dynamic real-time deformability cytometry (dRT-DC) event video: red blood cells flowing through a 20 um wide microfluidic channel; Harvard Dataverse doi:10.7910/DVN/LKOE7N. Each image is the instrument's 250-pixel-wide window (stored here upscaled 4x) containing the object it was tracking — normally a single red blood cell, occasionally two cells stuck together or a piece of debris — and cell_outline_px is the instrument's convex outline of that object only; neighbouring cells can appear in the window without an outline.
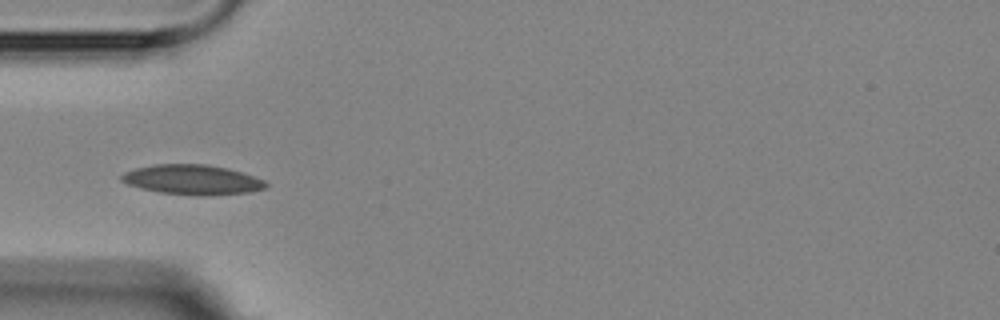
{"species": "Egyptian fruit bat (a non-hibernating species)", "species_latin": "Rousettus aegyptiacus", "temperature_condition": "room temperature", "stored_images_in_passage": 5, "camera_frame_rate_fps": 3000, "um_per_image_px": 0.085, "animal": {"sex": "female"}, "frame": {"image": 1, "passage_image": 1, "time_ms": 0.0, "image_size_px": [1000, 320], "cell_outline_px": [[268, 184], [264, 188], [248, 192], [208, 196], [192, 196], [160, 192], [140, 188], [128, 184], [120, 180], [120, 176], [124, 172], [136, 168], [156, 164], [208, 164], [228, 168], [264, 180]], "centroid_in_image_um": [16.32, 15.28], "position_along_channel_um": 68.7, "area_um2": 25.14}}
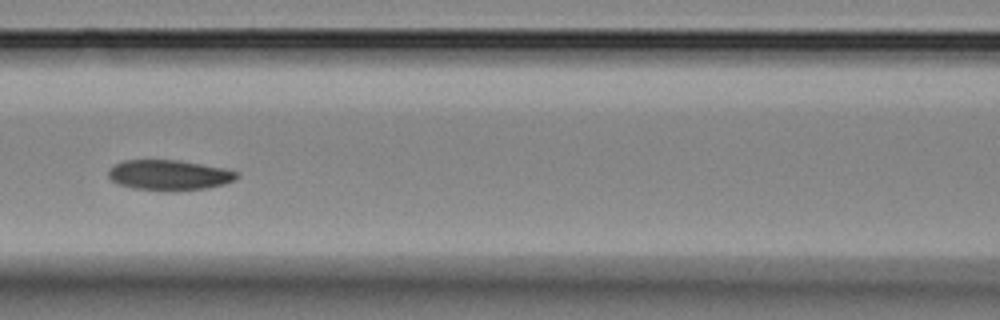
{"frame": {"image": 2, "passage_image": 3, "time_ms": 2.333, "image_size_px": [1000, 320], "cell_outline_px": [[240, 176], [236, 180], [224, 184], [204, 188], [176, 192], [132, 188], [116, 184], [108, 176], [108, 172], [116, 164], [124, 160], [176, 160], [224, 168], [240, 172]], "centroid_in_image_um": [14.41, 14.9], "position_along_channel_um": 152.2, "area_um2": 22.83}}
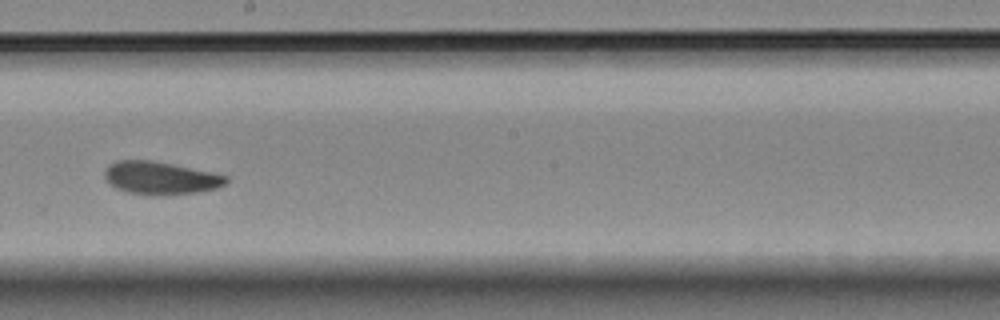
{"frame": {"image": 3, "passage_image": 5, "time_ms": 4.667, "image_size_px": [1000, 320], "cell_outline_px": [[228, 180], [224, 184], [216, 188], [200, 192], [148, 196], [128, 192], [116, 188], [108, 184], [104, 176], [104, 168], [108, 164], [116, 160], [152, 160], [172, 164], [228, 176]], "centroid_in_image_um": [13.57, 15.13], "position_along_channel_um": 234.6, "area_um2": 23.35}}